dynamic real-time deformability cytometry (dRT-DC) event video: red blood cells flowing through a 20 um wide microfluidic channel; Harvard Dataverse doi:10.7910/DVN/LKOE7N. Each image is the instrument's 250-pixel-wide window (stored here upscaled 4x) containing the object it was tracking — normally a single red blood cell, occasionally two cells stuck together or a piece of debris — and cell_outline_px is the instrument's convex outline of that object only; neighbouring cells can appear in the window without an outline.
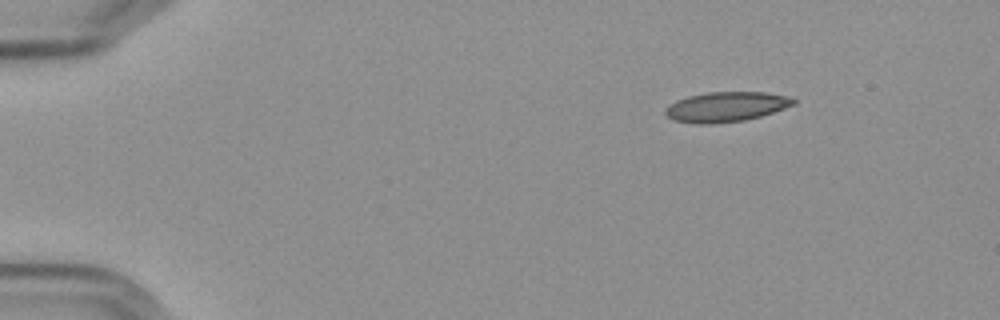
{"species": "Egyptian fruit bat (a non-hibernating species)", "species_latin": "Rousettus aegyptiacus", "temperature_condition": "cold", "stored_images_in_passage": 50, "camera_frame_rate_fps": 3000, "um_per_image_px": 0.085, "frame": {"image": 1, "passage_image": 1, "time_ms": 0.0, "image_size_px": [1000, 320], "cell_outline_px": [[796, 104], [760, 116], [744, 120], [712, 124], [696, 124], [672, 120], [664, 112], [664, 108], [676, 100], [688, 96], [708, 92], [764, 92], [784, 96], [796, 100]], "centroid_in_image_um": [61.66, 9.08], "position_along_channel_um": 23.3, "area_um2": 22.25}}
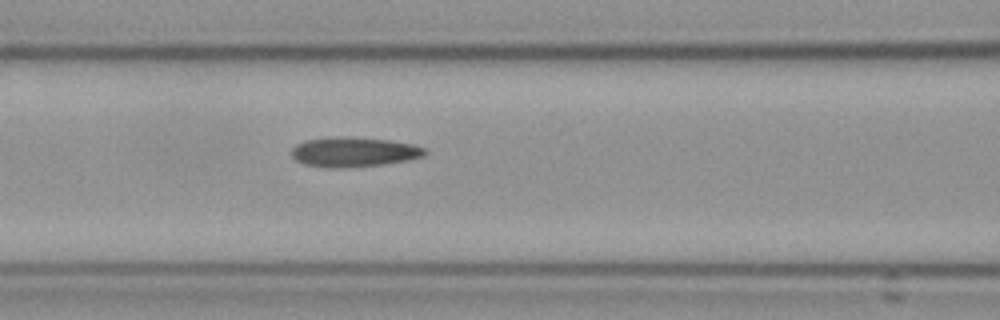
{"frame": {"image": 2, "passage_image": 18, "time_ms": 5.667, "image_size_px": [1000, 320], "cell_outline_px": [[428, 152], [424, 156], [408, 160], [384, 164], [336, 168], [332, 168], [304, 164], [296, 160], [288, 152], [296, 144], [304, 140], [340, 136], [348, 136], [388, 140], [412, 144], [424, 148]], "centroid_in_image_um": [30.04, 12.91], "position_along_channel_um": 136.6, "area_um2": 23.18}}
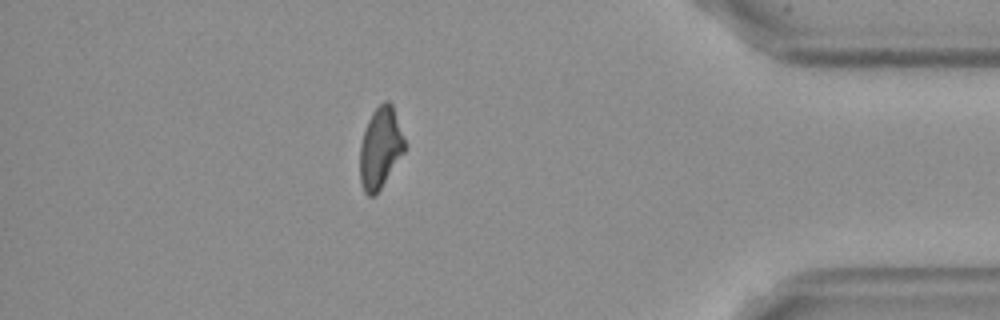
{"frame": {"image": 3, "passage_image": 43, "time_ms": 14.0, "image_size_px": [1000, 320], "cell_outline_px": [[404, 152], [380, 188], [372, 196], [368, 196], [364, 192], [360, 180], [360, 144], [368, 120], [372, 112], [384, 100], [388, 100], [392, 104], [404, 140]], "centroid_in_image_um": [32.3, 12.55], "position_along_channel_um": 402.9, "area_um2": 20.63}, "authors_computed_cell_mechanics": {"area_um2": 22.1663, "velocity_mm_per_s": 3.6064, "shape_relaxation_time_tau1_ms": null, "shape_relaxation_time_tau2_ms": 4.3516, "deformation_change_tau1": null, "deformation_change_tau2": 0.1159}}